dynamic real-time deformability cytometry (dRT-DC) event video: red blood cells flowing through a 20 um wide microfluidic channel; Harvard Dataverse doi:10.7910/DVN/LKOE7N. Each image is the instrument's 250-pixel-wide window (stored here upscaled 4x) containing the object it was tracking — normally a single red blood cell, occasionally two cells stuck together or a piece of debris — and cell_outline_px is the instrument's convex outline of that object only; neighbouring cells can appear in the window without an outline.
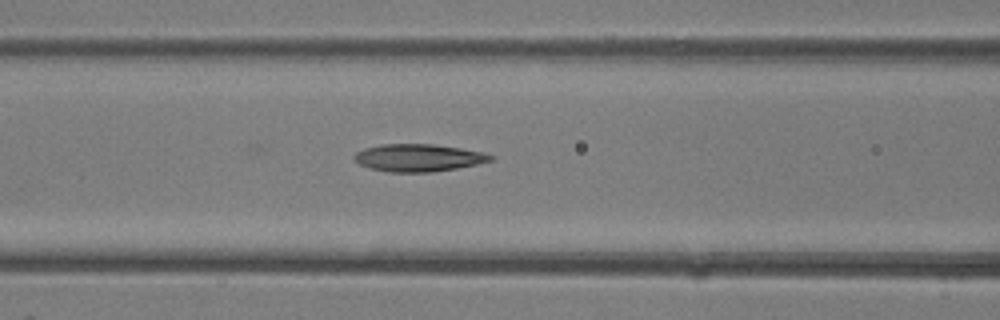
{"species": "common noctule bat (a hibernating species)", "species_latin": "Nyctalus noctula", "temperature_condition": "room temperature", "stored_images_in_passage": 14, "camera_frame_rate_fps": 3000, "um_per_image_px": 0.085, "animal": {"sex": "female"}, "frame": {"image": 1, "passage_image": 4, "time_ms": 1.0, "image_size_px": [1000, 320], "cell_outline_px": [[480, 160], [464, 164], [444, 168], [384, 168], [380, 148], [448, 148], [468, 152]], "centroid_in_image_um": [36.1, 13.42], "position_along_channel_um": 130.5, "area_um2": 12.2}}
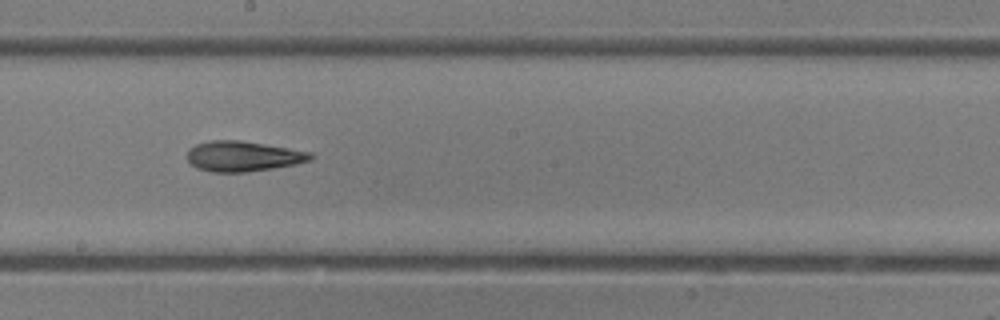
{"frame": {"image": 2, "passage_image": 9, "time_ms": 2.667, "image_size_px": [1000, 320], "cell_outline_px": [[304, 156], [300, 160], [284, 164], [256, 168], [208, 168], [216, 144], [252, 144], [272, 148]], "centroid_in_image_um": [21.2, 13.31], "position_along_channel_um": 227.0, "area_um2": 12.43}}
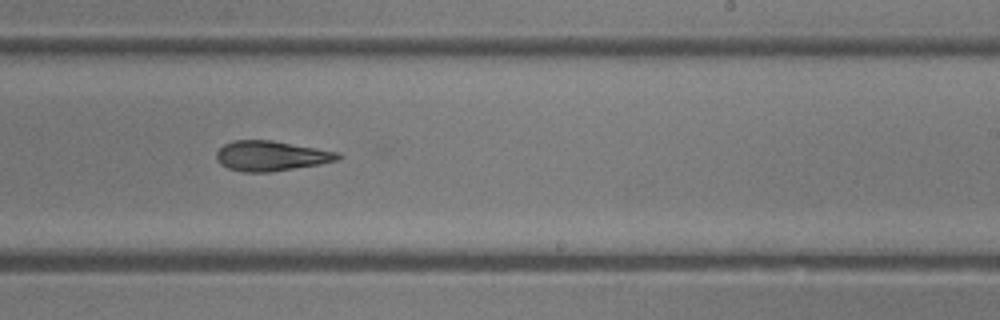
{"frame": {"image": 3, "passage_image": 11, "time_ms": 3.333, "image_size_px": [1000, 320], "cell_outline_px": [[336, 156], [324, 160], [308, 164], [280, 168], [244, 168], [232, 144], [280, 144], [320, 152]], "centroid_in_image_um": [23.49, 13.25], "position_along_channel_um": 265.5, "area_um2": 12.72}}